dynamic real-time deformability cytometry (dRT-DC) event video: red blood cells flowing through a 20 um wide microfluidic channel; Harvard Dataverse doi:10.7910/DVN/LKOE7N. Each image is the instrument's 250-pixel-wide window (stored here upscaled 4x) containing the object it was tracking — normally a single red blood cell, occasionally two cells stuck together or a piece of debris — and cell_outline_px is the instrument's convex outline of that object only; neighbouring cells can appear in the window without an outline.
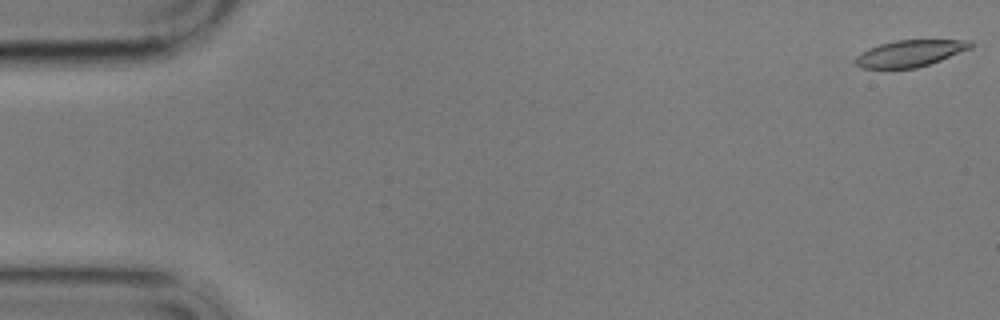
{"species": "common noctule bat (a hibernating species)", "species_latin": "Nyctalus noctula", "temperature_condition": "cold", "stored_images_in_passage": 58, "camera_frame_rate_fps": 3000, "um_per_image_px": 0.085, "animal": {"sex": "male", "body_mass_g": 17.9}, "frame": {"image": 1, "passage_image": 1, "time_ms": 0.0, "image_size_px": [1000, 320], "cell_outline_px": [[972, 48], [940, 60], [916, 68], [860, 68], [856, 64], [856, 56], [860, 52], [868, 48], [880, 44], [896, 40], [972, 40]], "centroid_in_image_um": [77.34, 4.53], "position_along_channel_um": 7.7, "area_um2": 17.74}}
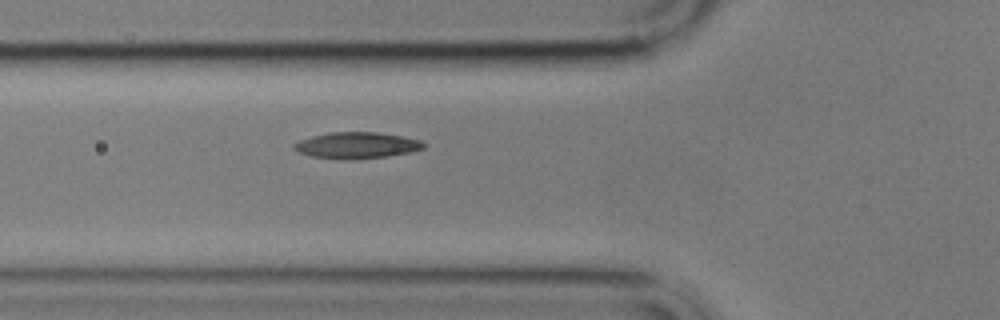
{"frame": {"image": 2, "passage_image": 21, "time_ms": 6.667, "image_size_px": [1000, 320], "cell_outline_px": [[428, 144], [424, 148], [408, 152], [388, 156], [312, 156], [300, 152], [292, 148], [292, 144], [300, 140], [312, 136], [328, 132], [376, 132], [404, 136], [420, 140]], "centroid_in_image_um": [30.37, 12.28], "position_along_channel_um": 95.4, "area_um2": 18.79}}
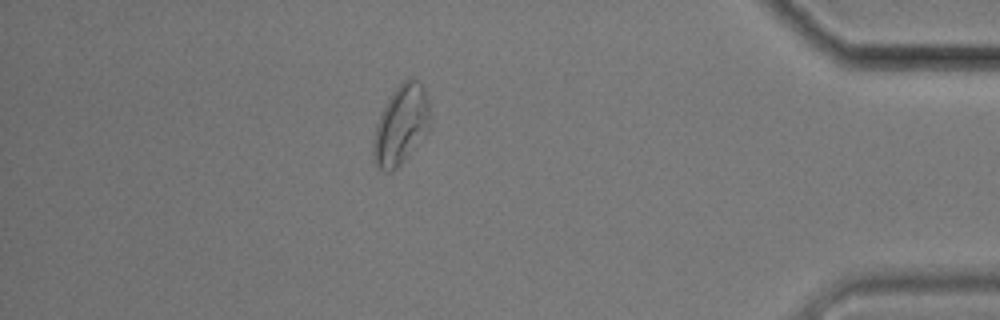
{"frame": {"image": 3, "passage_image": 51, "time_ms": 16.667, "image_size_px": [1000, 320], "cell_outline_px": [[428, 132], [408, 156], [392, 172], [384, 172], [372, 160], [372, 140], [376, 124], [392, 92], [408, 76], [412, 76], [420, 80], [424, 88], [428, 100]], "centroid_in_image_um": [34.06, 10.62], "position_along_channel_um": 401.1, "area_um2": 26.24}, "authors_computed_cell_mechanics": {"area_um2": 19.4208, "velocity_mm_per_s": 3.4581, "shape_relaxation_time_tau1_ms": 4.1578, "shape_relaxation_time_tau2_ms": 8.0025, "deformation_change_tau1": 0.1221, "deformation_change_tau2": 0.1355}}